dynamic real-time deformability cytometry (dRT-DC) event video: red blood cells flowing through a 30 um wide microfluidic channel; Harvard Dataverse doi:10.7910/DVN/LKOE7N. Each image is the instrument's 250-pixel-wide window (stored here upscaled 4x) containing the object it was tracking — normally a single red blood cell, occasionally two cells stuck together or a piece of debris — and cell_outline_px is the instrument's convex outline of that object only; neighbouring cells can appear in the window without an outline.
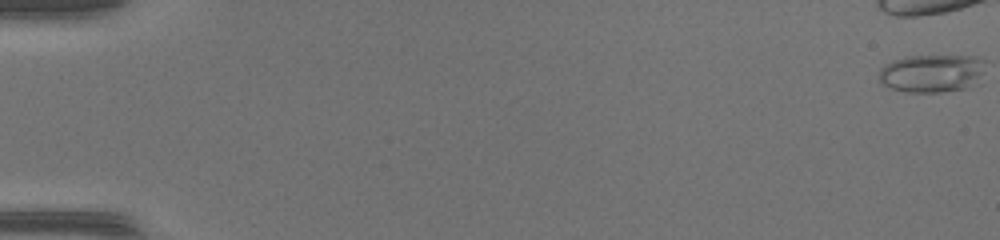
{"species": "common noctule bat (a hibernating species)", "species_latin": "Nyctalus noctula", "temperature_condition": "warm", "stored_images_in_passage": 52, "camera_frame_rate_fps": 3000, "um_per_image_px": 0.085, "animal": {"sex": "female", "body_mass_g": 17.0, "forearm_length_mm": 48.0}, "frame": {"image": 1, "passage_image": 1, "time_ms": 0.0, "image_size_px": [1000, 240], "cell_outline_px": [[984, 60], [980, 84], [968, 88], [940, 92], [904, 92], [892, 88], [884, 84], [880, 80], [880, 68], [884, 64], [892, 60], [904, 56], [980, 56]], "centroid_in_image_um": [79.25, 6.23], "position_along_channel_um": 5.8, "area_um2": 23.87}}
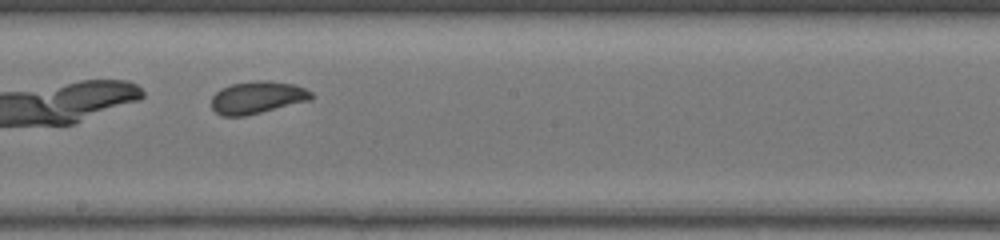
{"frame": {"image": 2, "passage_image": 32, "time_ms": 10.333, "image_size_px": [1000, 240], "cell_outline_px": [[312, 100], [244, 116], [220, 116], [212, 108], [212, 96], [220, 88], [232, 84], [256, 80], [268, 80], [292, 84], [304, 88], [312, 92]], "centroid_in_image_um": [21.86, 8.28], "position_along_channel_um": 226.3, "area_um2": 18.84}}
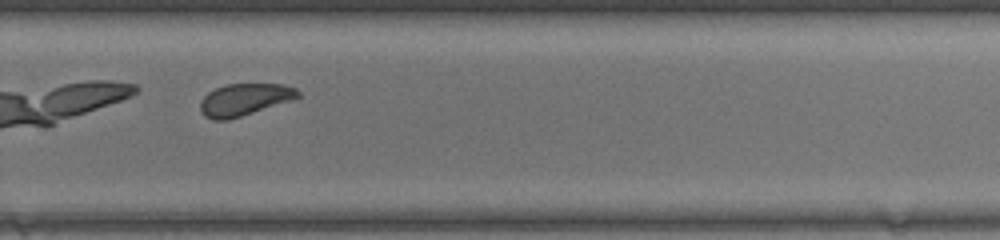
{"frame": {"image": 3, "passage_image": 38, "time_ms": 12.333, "image_size_px": [1000, 240], "cell_outline_px": [[300, 96], [228, 120], [212, 120], [204, 116], [200, 108], [200, 100], [208, 92], [216, 88], [228, 84], [280, 84], [296, 88], [300, 92]], "centroid_in_image_um": [20.71, 8.46], "position_along_channel_um": 309.1, "area_um2": 17.8}, "authors_computed_cell_mechanics": {"area_um2": 19.9699, "velocity_mm_per_s": 4.1436, "shape_relaxation_time_tau1_ms": 2.7862, "shape_relaxation_time_tau2_ms": 3.8447, "deformation_change_tau1": 0.0697, "deformation_change_tau2": 0.0689}}